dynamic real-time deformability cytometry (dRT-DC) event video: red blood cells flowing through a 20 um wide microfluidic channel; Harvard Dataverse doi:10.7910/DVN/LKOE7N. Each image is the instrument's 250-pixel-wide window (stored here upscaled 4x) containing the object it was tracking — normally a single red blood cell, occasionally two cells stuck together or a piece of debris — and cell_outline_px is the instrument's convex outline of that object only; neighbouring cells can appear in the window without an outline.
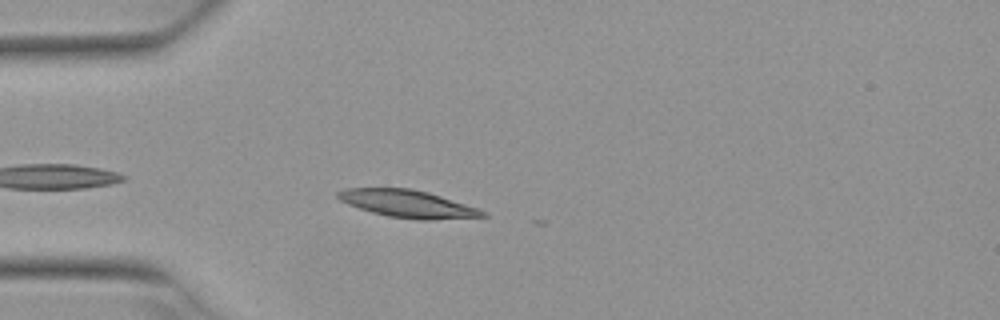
{"species": "Egyptian fruit bat (a non-hibernating species)", "species_latin": "Rousettus aegyptiacus", "temperature_condition": "warm", "stored_images_in_passage": 5, "camera_frame_rate_fps": 3000, "um_per_image_px": 0.085, "animal": {"sex": "female"}, "frame": {"image": 1, "passage_image": 5, "time_ms": 1.333, "image_size_px": [1000, 320], "cell_outline_px": [[488, 216], [432, 220], [416, 220], [388, 216], [372, 212], [348, 204], [340, 200], [336, 196], [336, 192], [344, 188], [412, 188], [428, 192], [480, 208], [488, 212]], "centroid_in_image_um": [34.69, 17.32], "position_along_channel_um": 50.3, "area_um2": 23.35}}